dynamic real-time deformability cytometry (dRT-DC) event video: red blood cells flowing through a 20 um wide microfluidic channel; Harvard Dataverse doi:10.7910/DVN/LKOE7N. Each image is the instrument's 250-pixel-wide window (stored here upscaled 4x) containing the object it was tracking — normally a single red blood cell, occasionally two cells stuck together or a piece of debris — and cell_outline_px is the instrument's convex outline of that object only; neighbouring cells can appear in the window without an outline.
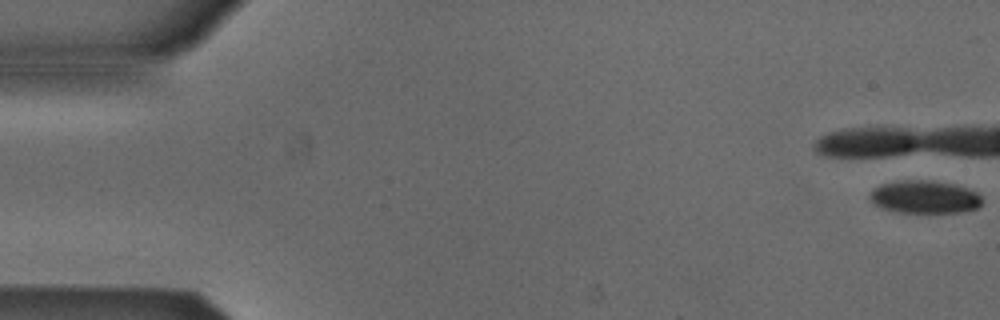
{"species": "Egyptian fruit bat (a non-hibernating species)", "species_latin": "Rousettus aegyptiacus", "temperature_condition": "cold", "stored_images_in_passage": 12, "camera_frame_rate_fps": 3000, "um_per_image_px": 0.085, "animal": {"sex": "male"}, "frame": {"image": 1, "passage_image": 1, "time_ms": 0.0, "image_size_px": [1000, 320], "cell_outline_px": [[980, 204], [976, 208], [960, 212], [900, 212], [884, 208], [872, 204], [868, 196], [876, 188], [884, 184], [900, 180], [928, 180], [952, 184], [976, 192], [980, 196]], "centroid_in_image_um": [78.55, 16.74], "position_along_channel_um": 6.4, "area_um2": 20.98}}